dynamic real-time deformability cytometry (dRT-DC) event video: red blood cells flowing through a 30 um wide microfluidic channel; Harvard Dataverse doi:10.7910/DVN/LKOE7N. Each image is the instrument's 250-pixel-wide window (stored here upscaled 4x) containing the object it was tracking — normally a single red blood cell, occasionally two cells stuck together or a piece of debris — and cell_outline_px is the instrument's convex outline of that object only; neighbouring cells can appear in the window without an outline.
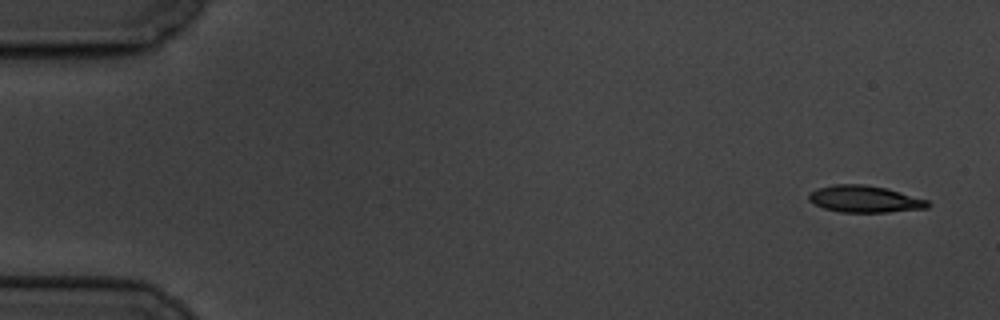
{"species": "common noctule bat (a hibernating species)", "species_latin": "Nyctalus noctula", "temperature_condition": "cold", "stored_images_in_passage": 11, "camera_frame_rate_fps": 3000, "um_per_image_px": 0.085, "animal": {"sex": "male", "body_mass_g": 19.5, "forearm_length_mm": 54.6}, "frame": {"image": 1, "passage_image": 1, "time_ms": 0.0, "image_size_px": [1000, 320], "cell_outline_px": [[932, 204], [928, 208], [888, 212], [840, 212], [824, 208], [808, 200], [808, 196], [816, 188], [832, 184], [864, 184], [888, 188], [928, 200]], "centroid_in_image_um": [73.53, 16.91], "position_along_channel_um": 11.5, "area_um2": 18.73}}
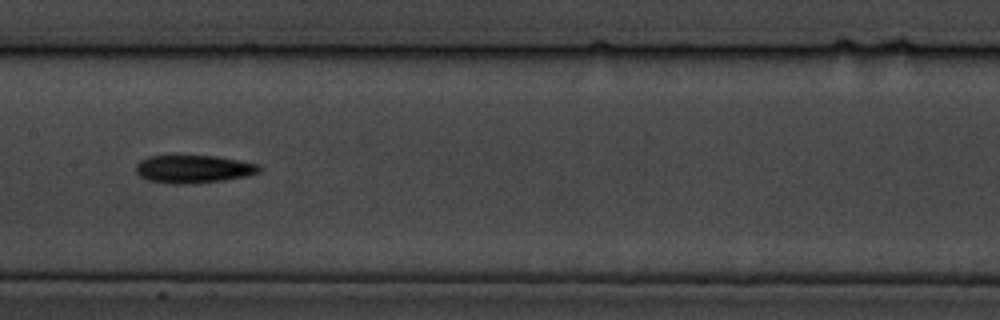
{"frame": {"image": 2, "passage_image": 8, "time_ms": 9.0, "image_size_px": [1000, 320], "cell_outline_px": [[264, 168], [260, 172], [248, 176], [224, 180], [192, 184], [172, 184], [148, 180], [140, 176], [136, 172], [136, 164], [140, 160], [148, 156], [216, 156], [260, 164]], "centroid_in_image_um": [16.49, 14.37], "position_along_channel_um": 190.9, "area_um2": 20.29}}
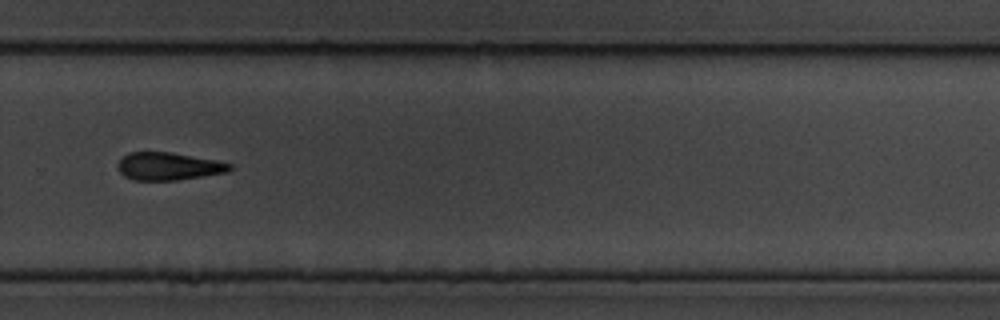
{"frame": {"image": 3, "passage_image": 11, "time_ms": 12.667, "image_size_px": [1000, 320], "cell_outline_px": [[232, 168], [228, 172], [176, 180], [132, 180], [124, 176], [120, 172], [120, 160], [128, 152], [172, 152], [216, 160], [232, 164]], "centroid_in_image_um": [14.35, 14.13], "position_along_channel_um": 315.5, "area_um2": 17.92}}